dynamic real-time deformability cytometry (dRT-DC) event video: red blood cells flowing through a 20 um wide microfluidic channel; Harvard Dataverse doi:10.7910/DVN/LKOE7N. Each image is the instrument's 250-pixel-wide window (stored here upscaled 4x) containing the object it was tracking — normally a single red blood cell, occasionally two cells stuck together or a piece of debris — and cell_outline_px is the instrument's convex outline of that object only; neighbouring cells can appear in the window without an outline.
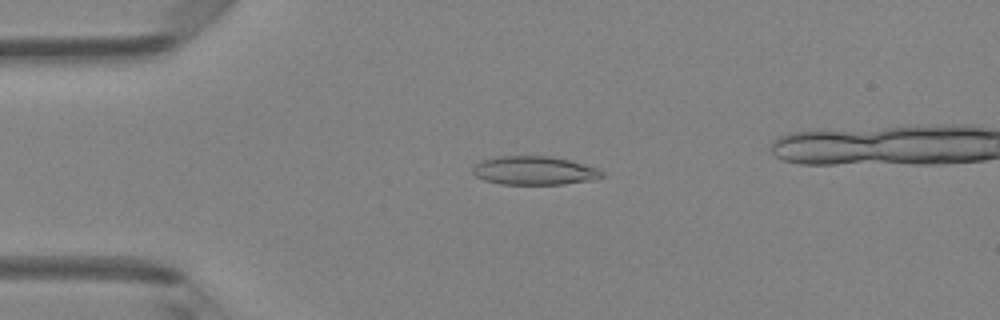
{"species": "Egyptian fruit bat (a non-hibernating species)", "species_latin": "Rousettus aegyptiacus", "temperature_condition": "room temperature", "stored_images_in_passage": 45, "camera_frame_rate_fps": 3000, "um_per_image_px": 0.085, "animal": {"sex": "female"}, "frame": {"image": 1, "passage_image": 12, "time_ms": 3.667, "image_size_px": [1000, 320], "cell_outline_px": [[604, 176], [592, 180], [564, 184], [500, 184], [484, 180], [476, 176], [472, 172], [472, 168], [480, 160], [496, 156], [548, 156], [568, 160], [584, 164], [596, 168], [604, 172]], "centroid_in_image_um": [45.38, 14.5], "position_along_channel_um": 39.6, "area_um2": 21.56}}
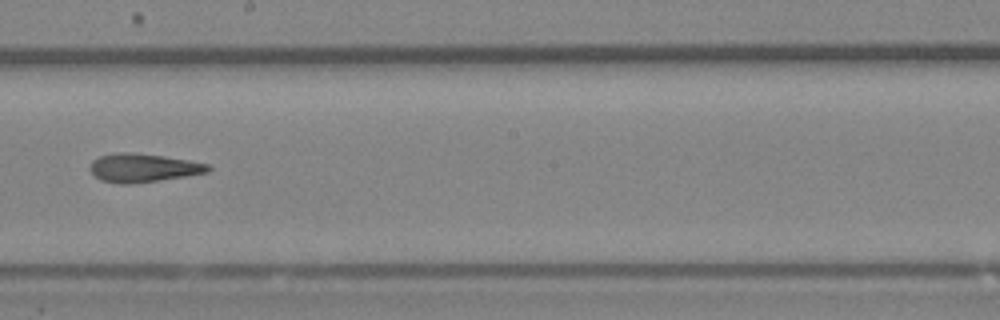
{"frame": {"image": 2, "passage_image": 28, "time_ms": 9.0, "image_size_px": [1000, 320], "cell_outline_px": [[212, 168], [208, 172], [184, 176], [132, 184], [120, 184], [100, 180], [88, 168], [92, 160], [100, 156], [124, 152], [128, 152], [164, 156], [188, 160], [208, 164]], "centroid_in_image_um": [12.15, 14.27], "position_along_channel_um": 236.1, "area_um2": 19.42}}
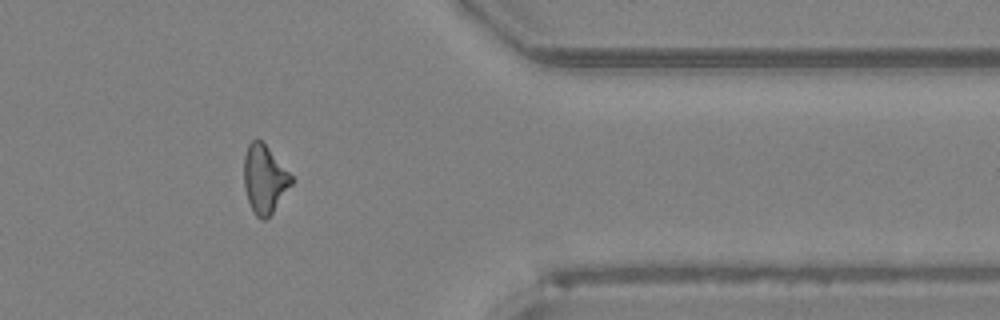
{"frame": {"image": 3, "passage_image": 40, "time_ms": 13.0, "image_size_px": [1000, 320], "cell_outline_px": [[292, 184], [272, 212], [264, 220], [260, 220], [256, 216], [248, 200], [244, 188], [244, 156], [248, 144], [252, 140], [260, 140], [268, 148], [292, 176]], "centroid_in_image_um": [22.46, 15.23], "position_along_channel_um": 388.9, "area_um2": 18.44}, "authors_computed_cell_mechanics": {"area_um2": 19.9988, "velocity_mm_per_s": 4.2361, "shape_relaxation_time_tau1_ms": 8.6781, "shape_relaxation_time_tau2_ms": 3.3798, "deformation_change_tau1": 0.2117, "deformation_change_tau2": 0.1431}}